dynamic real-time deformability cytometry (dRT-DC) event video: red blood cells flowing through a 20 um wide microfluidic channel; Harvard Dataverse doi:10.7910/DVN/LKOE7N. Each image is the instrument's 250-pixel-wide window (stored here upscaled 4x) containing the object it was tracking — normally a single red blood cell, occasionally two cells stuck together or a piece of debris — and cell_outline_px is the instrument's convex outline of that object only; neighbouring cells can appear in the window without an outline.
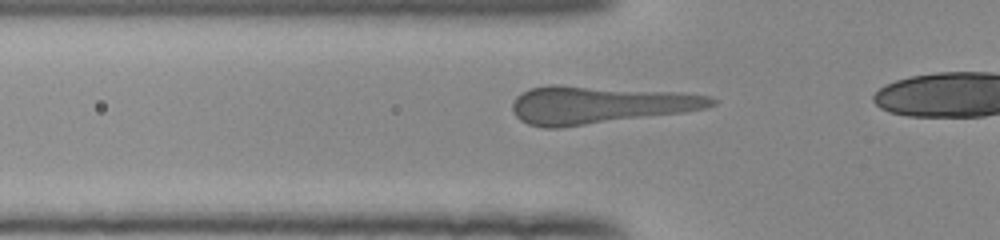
{"species": "human", "species_latin": "Homo sapiens", "temperature_condition": "room temperature", "stored_images_in_passage": 39, "camera_frame_rate_fps": 3000, "um_per_image_px": 0.085, "donor": {"sex": "female"}, "frame": {"image": 1, "passage_image": 14, "time_ms": 4.333, "image_size_px": [1000, 240], "cell_outline_px": [[716, 104], [708, 108], [684, 112], [560, 128], [544, 128], [528, 124], [520, 120], [516, 116], [512, 108], [512, 104], [516, 96], [532, 88], [548, 84], [556, 84], [676, 92], [712, 96], [716, 100]], "centroid_in_image_um": [50.94, 8.91], "position_along_channel_um": 74.9, "area_um2": 43.87}}
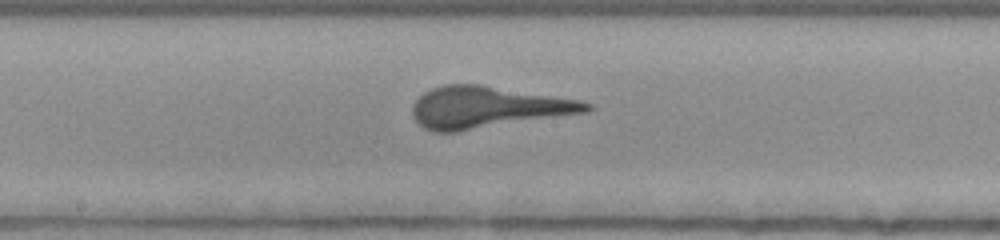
{"frame": {"image": 2, "passage_image": 24, "time_ms": 7.667, "image_size_px": [1000, 240], "cell_outline_px": [[596, 108], [588, 112], [456, 132], [432, 132], [424, 128], [412, 116], [412, 108], [416, 100], [424, 92], [432, 88], [444, 84], [480, 84], [576, 100], [592, 104]], "centroid_in_image_um": [41.41, 9.13], "position_along_channel_um": 206.8, "area_um2": 41.96}}
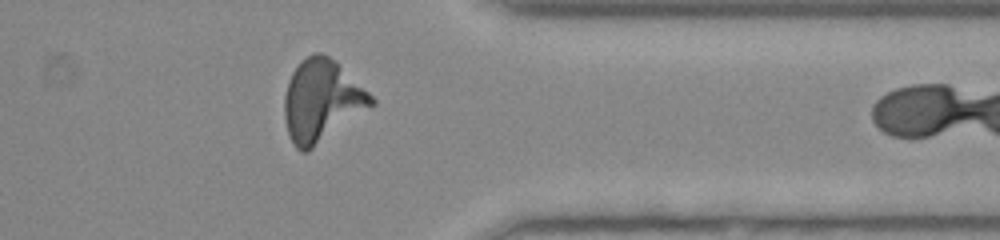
{"frame": {"image": 3, "passage_image": 38, "time_ms": 12.333, "image_size_px": [1000, 240], "cell_outline_px": [[376, 104], [308, 152], [300, 152], [292, 144], [288, 136], [284, 120], [284, 96], [288, 80], [292, 72], [300, 60], [316, 52], [320, 52], [336, 60], [376, 100]], "centroid_in_image_um": [27.32, 8.58], "position_along_channel_um": 384.1, "area_um2": 41.85}}